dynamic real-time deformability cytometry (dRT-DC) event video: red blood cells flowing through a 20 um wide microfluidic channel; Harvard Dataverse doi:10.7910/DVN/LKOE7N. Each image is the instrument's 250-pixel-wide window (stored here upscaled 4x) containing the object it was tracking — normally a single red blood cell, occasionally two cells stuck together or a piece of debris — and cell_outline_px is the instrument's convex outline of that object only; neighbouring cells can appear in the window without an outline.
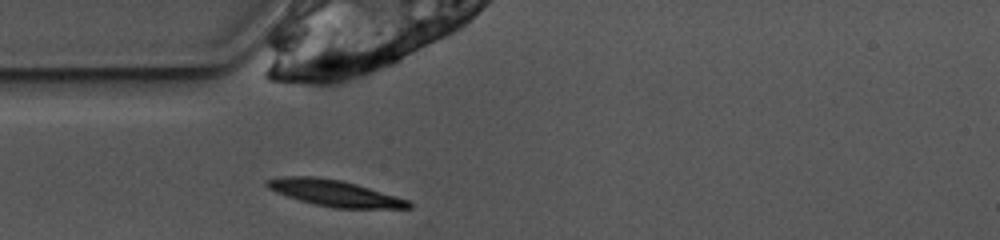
{"species": "common noctule bat (a hibernating species)", "species_latin": "Nyctalus noctula", "temperature_condition": "warm", "stored_images_in_passage": 38, "camera_frame_rate_fps": 3000, "um_per_image_px": 0.085, "animal": {"sex": "female", "body_mass_g": 10.0, "forearm_length_mm": 53.1}, "frame": {"image": 1, "passage_image": 1, "time_ms": 0.0, "image_size_px": [1000, 240], "cell_outline_px": [[412, 208], [332, 208], [300, 200], [276, 192], [268, 188], [264, 184], [268, 180], [280, 176], [316, 176], [340, 180], [356, 184], [408, 200], [412, 204]], "centroid_in_image_um": [28.41, 16.41], "position_along_channel_um": 56.6, "area_um2": 21.39}}
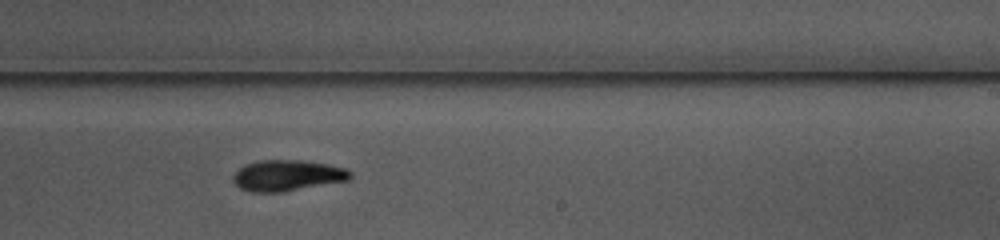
{"frame": {"image": 2, "passage_image": 17, "time_ms": 5.333, "image_size_px": [1000, 240], "cell_outline_px": [[352, 176], [348, 180], [280, 192], [252, 192], [240, 188], [232, 180], [232, 176], [244, 164], [260, 160], [300, 160], [328, 164], [344, 168], [352, 172]], "centroid_in_image_um": [24.4, 14.91], "position_along_channel_um": 264.6, "area_um2": 20.98}}
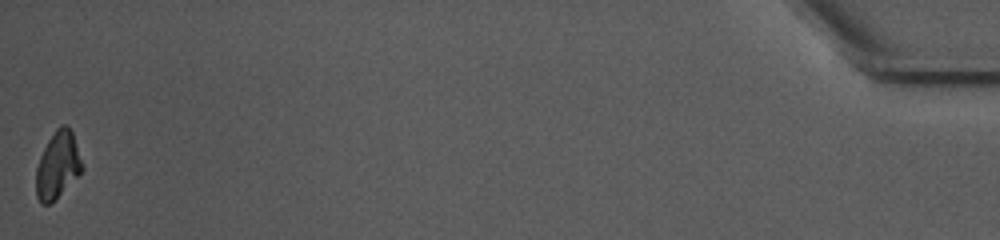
{"frame": {"image": 3, "passage_image": 38, "time_ms": 12.333, "image_size_px": [1000, 240], "cell_outline_px": [[84, 168], [48, 204], [40, 204], [36, 196], [36, 168], [40, 156], [48, 140], [56, 128], [60, 124], [68, 124], [72, 132], [84, 164]], "centroid_in_image_um": [4.89, 13.97], "position_along_channel_um": 430.3, "area_um2": 17.63}, "authors_computed_cell_mechanics": {"area_um2": 20.4034, "velocity_mm_per_s": 3.9088, "shape_relaxation_time_tau1_ms": 3.5214, "shape_relaxation_time_tau2_ms": null, "deformation_change_tau1": 0.1661, "deformation_change_tau2": null}}